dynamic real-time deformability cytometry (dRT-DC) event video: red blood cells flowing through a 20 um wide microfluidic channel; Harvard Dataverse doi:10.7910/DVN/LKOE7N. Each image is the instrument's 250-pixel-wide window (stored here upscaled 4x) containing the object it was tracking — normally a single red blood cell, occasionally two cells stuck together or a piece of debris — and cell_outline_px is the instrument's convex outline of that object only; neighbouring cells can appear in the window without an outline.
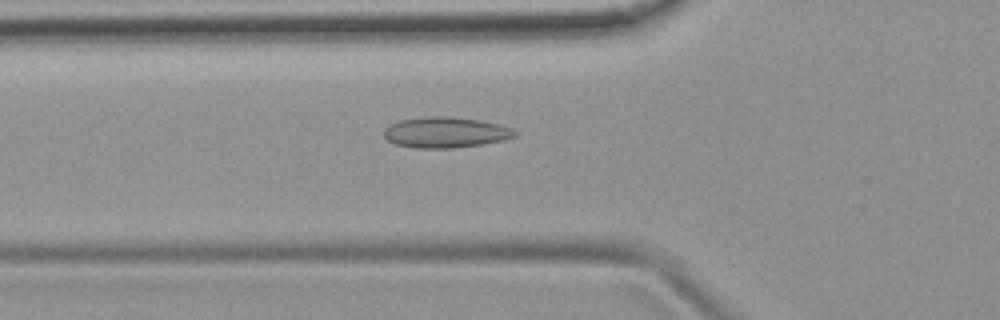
{"species": "common noctule bat (a hibernating species)", "species_latin": "Nyctalus noctula", "temperature_condition": "room temperature", "stored_images_in_passage": 48, "camera_frame_rate_fps": 3000, "um_per_image_px": 0.085, "animal": {"sex": "female", "body_mass_g": 19.9}, "frame": {"image": 1, "passage_image": 15, "time_ms": 4.667, "image_size_px": [1000, 320], "cell_outline_px": [[516, 136], [504, 140], [480, 144], [452, 148], [416, 148], [396, 144], [388, 140], [384, 136], [384, 128], [388, 124], [400, 120], [428, 116], [452, 116], [480, 120], [500, 124], [512, 128], [516, 132]], "centroid_in_image_um": [37.86, 11.24], "position_along_channel_um": 87.9, "area_um2": 23.52}}
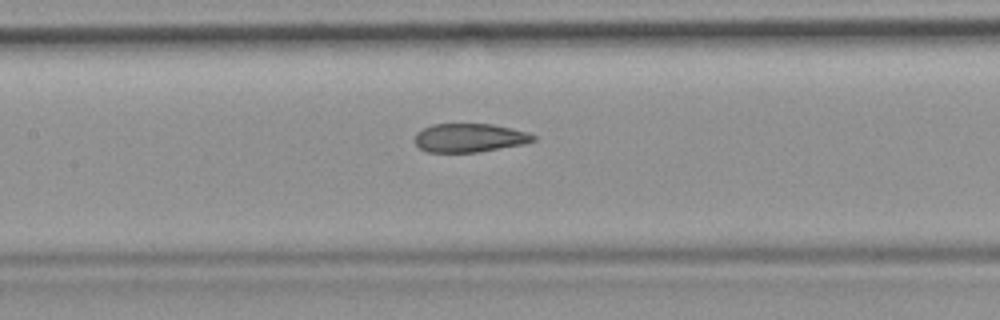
{"frame": {"image": 2, "passage_image": 21, "time_ms": 6.667, "image_size_px": [1000, 320], "cell_outline_px": [[536, 140], [524, 144], [480, 152], [428, 152], [420, 148], [416, 144], [416, 132], [432, 124], [492, 124], [512, 128], [528, 132], [536, 136]], "centroid_in_image_um": [39.94, 11.71], "position_along_channel_um": 167.5, "area_um2": 19.83}}
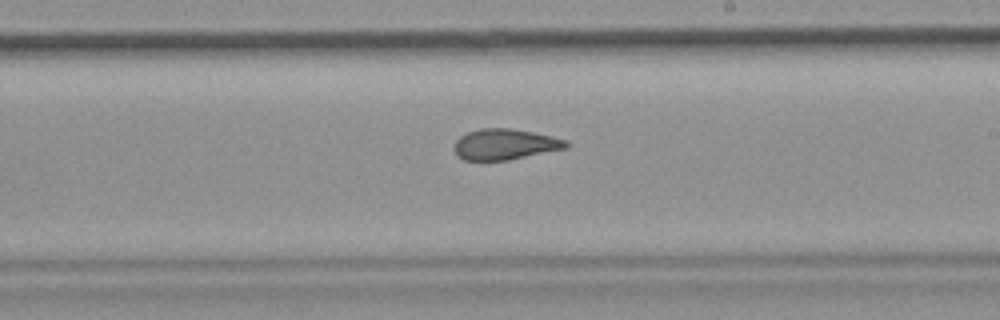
{"frame": {"image": 3, "passage_image": 27, "time_ms": 8.667, "image_size_px": [1000, 320], "cell_outline_px": [[568, 148], [508, 160], [464, 160], [456, 156], [456, 140], [460, 136], [468, 132], [480, 128], [512, 128], [552, 136], [568, 140]], "centroid_in_image_um": [42.95, 12.26], "position_along_channel_um": 246.1, "area_um2": 20.06}, "authors_computed_cell_mechanics": {"area_um2": 21.2993, "velocity_mm_per_s": 3.9584, "shape_relaxation_time_tau1_ms": null, "shape_relaxation_time_tau2_ms": 2.5387, "deformation_change_tau1": null, "deformation_change_tau2": 0.1019}}